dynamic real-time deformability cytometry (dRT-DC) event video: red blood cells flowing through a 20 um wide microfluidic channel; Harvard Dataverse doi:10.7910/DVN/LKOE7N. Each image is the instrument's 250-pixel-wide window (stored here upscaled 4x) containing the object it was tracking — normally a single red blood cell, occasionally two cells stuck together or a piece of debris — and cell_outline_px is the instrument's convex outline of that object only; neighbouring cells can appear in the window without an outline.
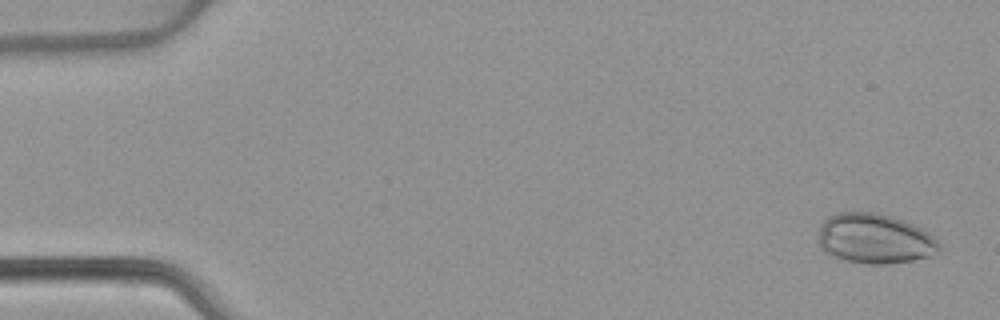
{"species": "common noctule bat (a hibernating species)", "species_latin": "Nyctalus noctula", "temperature_condition": "warm", "stored_images_in_passage": 52, "camera_frame_rate_fps": 3000, "um_per_image_px": 0.085, "animal": {"sex": "female", "body_mass_g": 22.7, "forearm_length_mm": 54.2}, "frame": {"image": 1, "passage_image": 2, "time_ms": 0.333, "image_size_px": [1000, 320], "cell_outline_px": [[940, 252], [928, 256], [912, 260], [888, 264], [868, 264], [844, 260], [832, 256], [824, 252], [820, 248], [816, 240], [820, 224], [828, 216], [840, 212], [876, 212], [912, 224], [928, 232], [940, 244]], "centroid_in_image_um": [74.29, 20.3], "position_along_channel_um": 10.7, "area_um2": 35.37}}
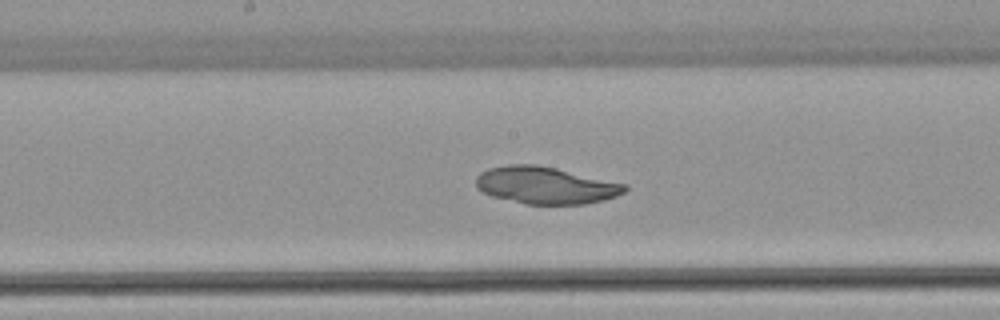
{"frame": {"image": 2, "passage_image": 27, "time_ms": 8.667, "image_size_px": [1000, 320], "cell_outline_px": [[628, 188], [624, 192], [616, 196], [604, 200], [584, 204], [524, 204], [492, 196], [476, 188], [476, 176], [480, 172], [488, 168], [508, 164], [536, 164], [556, 168], [628, 184]], "centroid_in_image_um": [46.37, 15.74], "position_along_channel_um": 201.8, "area_um2": 32.37}}
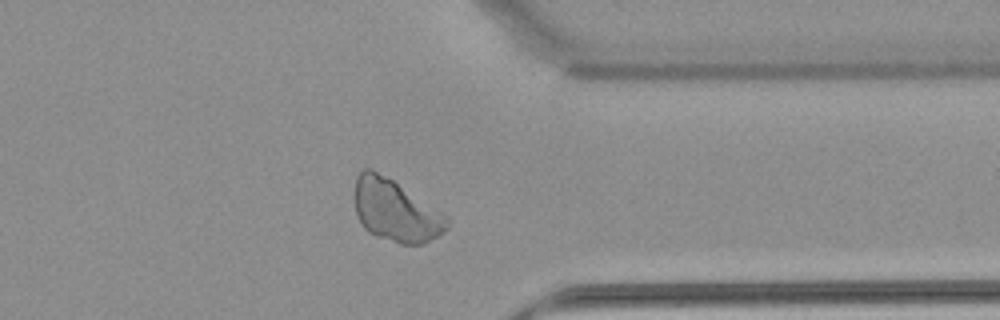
{"frame": {"image": 3, "passage_image": 41, "time_ms": 13.333, "image_size_px": [1000, 320], "cell_outline_px": [[448, 228], [444, 232], [424, 244], [400, 244], [376, 236], [368, 232], [364, 228], [356, 216], [356, 176], [364, 168], [372, 168], [392, 180], [444, 212], [448, 216]], "centroid_in_image_um": [33.65, 17.92], "position_along_channel_um": 377.8, "area_um2": 33.35}}